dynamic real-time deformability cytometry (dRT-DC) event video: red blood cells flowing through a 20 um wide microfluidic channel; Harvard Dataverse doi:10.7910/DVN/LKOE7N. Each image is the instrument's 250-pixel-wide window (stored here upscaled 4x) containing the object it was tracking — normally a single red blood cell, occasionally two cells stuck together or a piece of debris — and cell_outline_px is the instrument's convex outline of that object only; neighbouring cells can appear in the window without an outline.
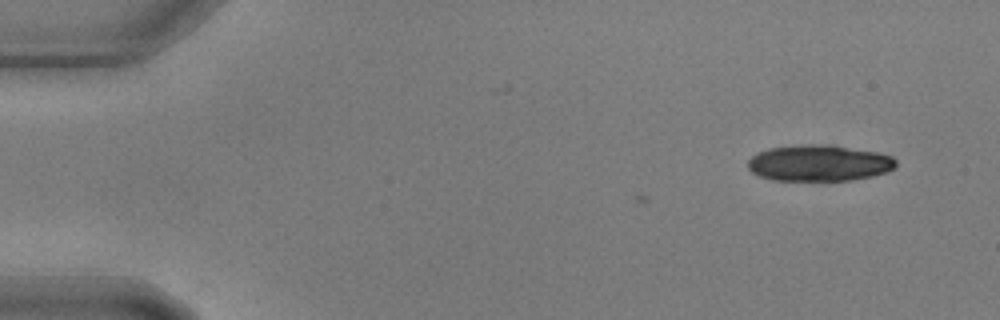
{"species": "common noctule bat (a hibernating species)", "species_latin": "Nyctalus noctula", "temperature_condition": "warm", "stored_images_in_passage": 2, "camera_frame_rate_fps": 3000, "um_per_image_px": 0.085, "animal": {"sex": "male", "body_mass_g": 17.9, "forearm_length_mm": 54.2}, "frame": {"image": 1, "passage_image": 2, "time_ms": 0.333, "image_size_px": [1000, 320], "cell_outline_px": [[896, 168], [888, 172], [872, 176], [852, 180], [772, 180], [760, 176], [752, 172], [748, 168], [748, 160], [756, 152], [768, 148], [808, 144], [832, 144], [876, 152], [892, 156], [896, 160]], "centroid_in_image_um": [69.63, 13.85], "position_along_channel_um": 15.4, "area_um2": 31.5}}